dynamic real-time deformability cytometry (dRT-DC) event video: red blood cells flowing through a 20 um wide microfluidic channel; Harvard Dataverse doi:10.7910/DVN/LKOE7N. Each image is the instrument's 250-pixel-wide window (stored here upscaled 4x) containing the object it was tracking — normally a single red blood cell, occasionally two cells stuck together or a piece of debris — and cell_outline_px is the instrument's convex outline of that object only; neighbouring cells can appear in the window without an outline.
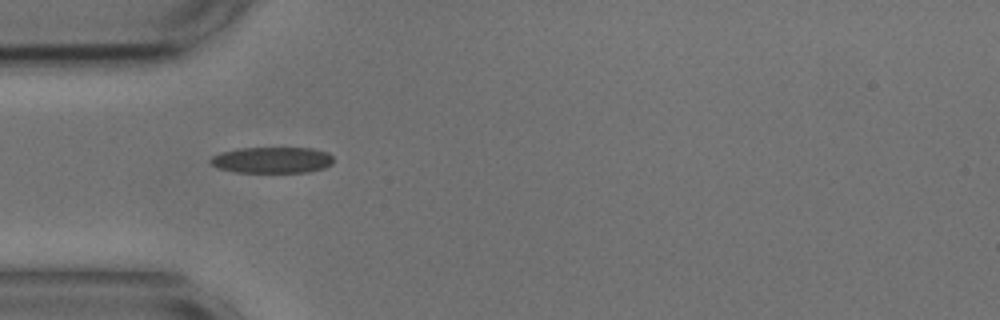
{"species": "common noctule bat (a hibernating species)", "species_latin": "Nyctalus noctula", "temperature_condition": "cold", "stored_images_in_passage": 27, "camera_frame_rate_fps": 3000, "um_per_image_px": 0.085, "animal": {"sex": "male", "body_mass_g": 17.9, "forearm_length_mm": 54.2}, "frame": {"image": 1, "passage_image": 1, "time_ms": 0.0, "image_size_px": [1000, 320], "cell_outline_px": [[332, 164], [324, 168], [308, 172], [236, 172], [220, 168], [212, 164], [208, 160], [212, 156], [224, 152], [240, 148], [312, 148], [328, 152], [332, 156]], "centroid_in_image_um": [23.16, 13.6], "position_along_channel_um": 61.8, "area_um2": 18.61}}
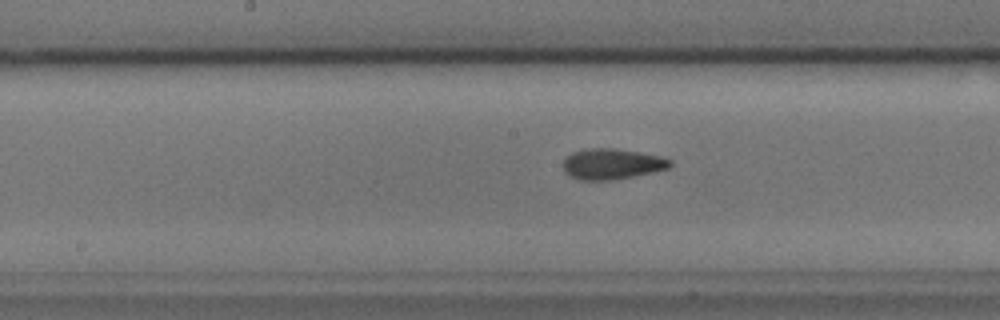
{"frame": {"image": 2, "passage_image": 12, "time_ms": 3.667, "image_size_px": [1000, 320], "cell_outline_px": [[672, 164], [668, 168], [652, 172], [616, 180], [580, 180], [568, 176], [564, 172], [564, 160], [572, 152], [592, 148], [612, 148], [640, 152], [660, 156], [672, 160]], "centroid_in_image_um": [52.01, 13.95], "position_along_channel_um": 196.2, "area_um2": 19.13}}
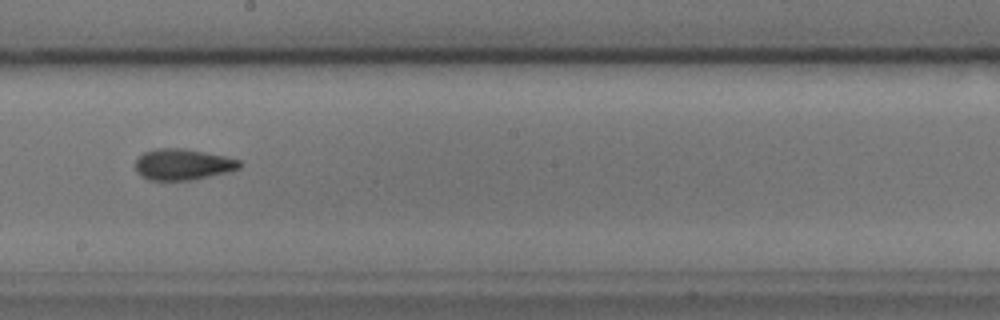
{"frame": {"image": 3, "passage_image": 15, "time_ms": 4.667, "image_size_px": [1000, 320], "cell_outline_px": [[240, 168], [228, 172], [192, 180], [148, 180], [140, 176], [136, 172], [136, 160], [144, 152], [156, 148], [184, 148], [224, 156], [240, 160]], "centroid_in_image_um": [15.51, 13.98], "position_along_channel_um": 232.7, "area_um2": 18.9}, "authors_computed_cell_mechanics": {"area_um2": 18.8428, "velocity_mm_per_s": 3.6652, "shape_relaxation_time_tau1_ms": 4.0591, "shape_relaxation_time_tau2_ms": 3.0188, "deformation_change_tau1": 0.0986, "deformation_change_tau2": 0.094}}